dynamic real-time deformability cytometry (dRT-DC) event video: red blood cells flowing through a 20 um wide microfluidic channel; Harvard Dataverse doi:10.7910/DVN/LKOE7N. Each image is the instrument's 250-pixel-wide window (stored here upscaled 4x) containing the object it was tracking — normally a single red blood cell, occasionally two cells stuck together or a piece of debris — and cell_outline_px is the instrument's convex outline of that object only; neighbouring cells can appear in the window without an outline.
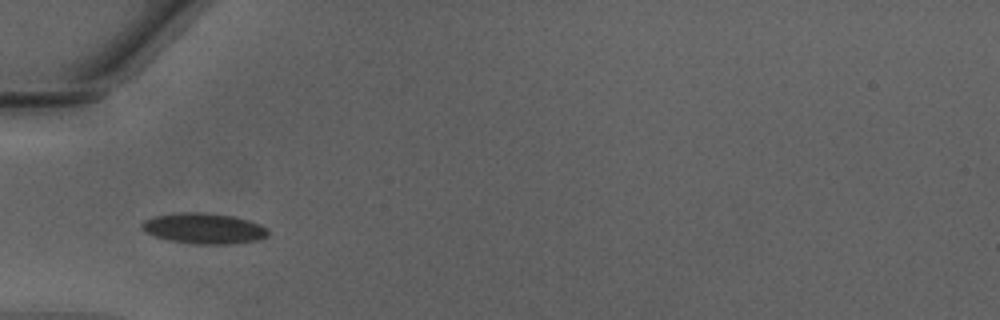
{"species": "Egyptian fruit bat (a non-hibernating species)", "species_latin": "Rousettus aegyptiacus", "temperature_condition": "warm", "stored_images_in_passage": 33, "camera_frame_rate_fps": 3000, "um_per_image_px": 0.085, "animal": {"sex": "male"}, "frame": {"image": 1, "passage_image": 1, "time_ms": 0.0, "image_size_px": [1000, 320], "cell_outline_px": [[268, 236], [256, 240], [232, 244], [188, 244], [168, 240], [144, 232], [140, 228], [140, 224], [144, 220], [156, 216], [176, 212], [204, 212], [232, 216], [248, 220], [260, 224], [268, 228]], "centroid_in_image_um": [17.3, 19.42], "position_along_channel_um": 67.7, "area_um2": 22.77}}
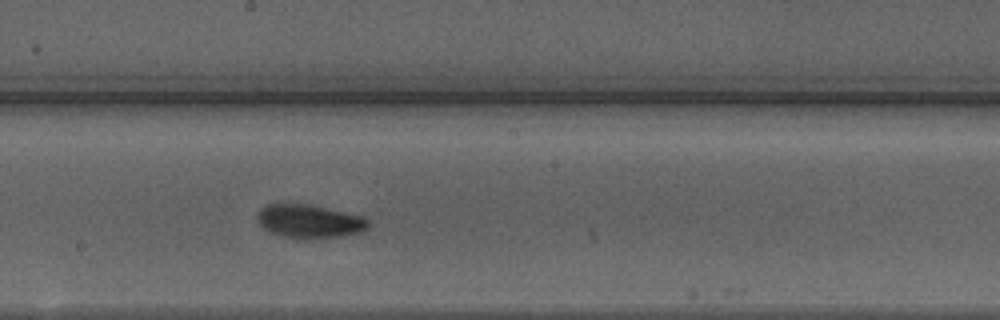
{"frame": {"image": 2, "passage_image": 12, "time_ms": 3.667, "image_size_px": [1000, 320], "cell_outline_px": [[372, 224], [368, 228], [360, 232], [336, 236], [284, 236], [272, 232], [264, 228], [256, 220], [256, 212], [260, 208], [268, 204], [308, 204], [360, 216], [368, 220]], "centroid_in_image_um": [26.26, 18.76], "position_along_channel_um": 221.9, "area_um2": 20.75}}
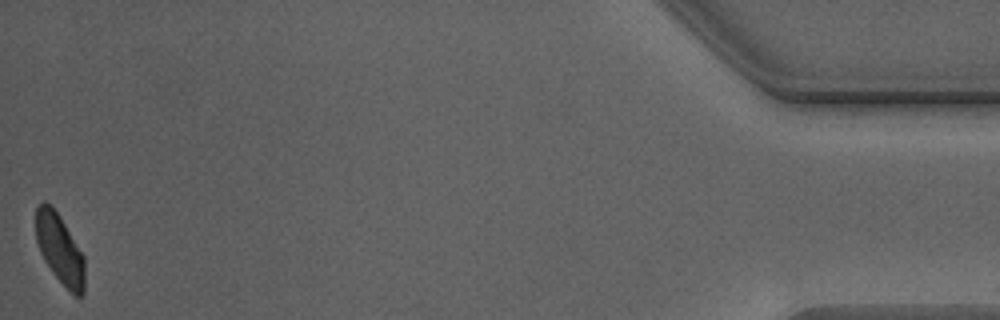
{"frame": {"image": 3, "passage_image": 33, "time_ms": 10.667, "image_size_px": [1000, 320], "cell_outline_px": [[84, 292], [80, 296], [76, 296], [52, 272], [44, 260], [40, 252], [36, 240], [36, 208], [44, 200], [60, 216], [84, 256]], "centroid_in_image_um": [5.07, 21.16], "position_along_channel_um": 430.1, "area_um2": 19.42}, "authors_computed_cell_mechanics": {"area_um2": 21.3282, "velocity_mm_per_s": 4.2535, "shape_relaxation_time_tau1_ms": 2.5912, "shape_relaxation_time_tau2_ms": 1.7754, "deformation_change_tau1": 0.0989, "deformation_change_tau2": 0.0625}}